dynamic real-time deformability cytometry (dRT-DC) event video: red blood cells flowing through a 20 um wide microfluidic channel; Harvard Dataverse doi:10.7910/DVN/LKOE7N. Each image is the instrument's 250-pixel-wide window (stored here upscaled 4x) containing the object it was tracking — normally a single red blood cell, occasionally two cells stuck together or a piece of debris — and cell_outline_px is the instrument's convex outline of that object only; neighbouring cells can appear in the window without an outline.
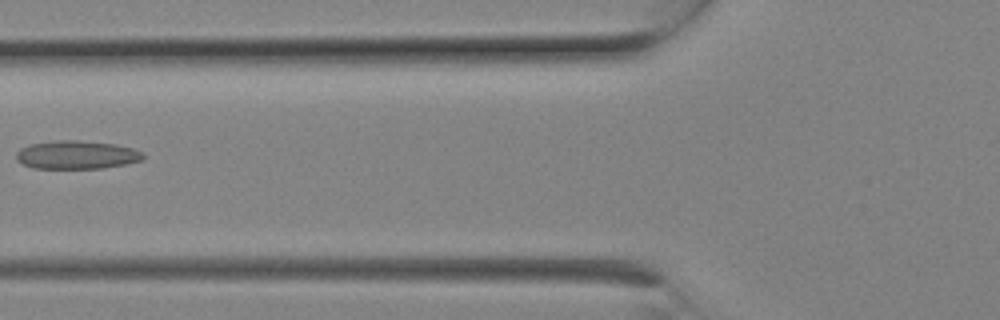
{"species": "Egyptian fruit bat (a non-hibernating species)", "species_latin": "Rousettus aegyptiacus", "temperature_condition": "room temperature", "stored_images_in_passage": 9, "camera_frame_rate_fps": 3000, "um_per_image_px": 0.085, "animal": {"sex": "female"}, "frame": {"image": 1, "passage_image": 6, "time_ms": 1.667, "image_size_px": [1000, 320], "cell_outline_px": [[144, 156], [140, 160], [124, 164], [104, 168], [32, 168], [20, 164], [16, 160], [16, 152], [20, 148], [32, 144], [56, 140], [76, 140], [116, 144], [132, 148], [144, 152]], "centroid_in_image_um": [6.48, 13.16], "position_along_channel_um": 119.3, "area_um2": 20.98}}
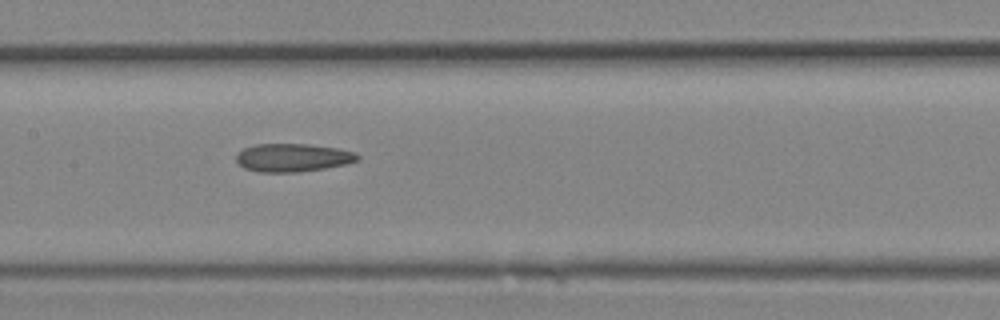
{"frame": {"image": 2, "passage_image": 8, "time_ms": 2.333, "image_size_px": [1000, 320], "cell_outline_px": [[360, 160], [344, 164], [324, 168], [300, 172], [260, 172], [244, 168], [236, 160], [236, 152], [244, 148], [256, 144], [308, 144], [336, 148], [356, 152], [360, 156]], "centroid_in_image_um": [24.88, 13.39], "position_along_channel_um": 182.5, "area_um2": 19.94}}
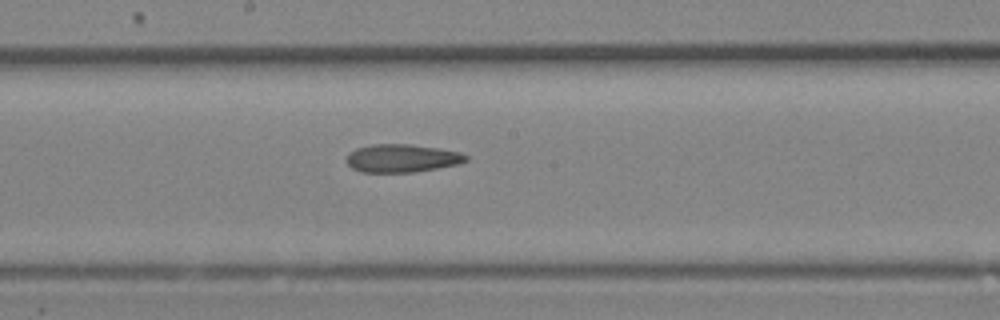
{"frame": {"image": 3, "passage_image": 9, "time_ms": 2.667, "image_size_px": [1000, 320], "cell_outline_px": [[468, 160], [460, 164], [412, 172], [360, 172], [352, 168], [344, 160], [348, 152], [356, 148], [372, 144], [412, 144], [440, 148], [460, 152], [468, 156]], "centroid_in_image_um": [34.14, 13.44], "position_along_channel_um": 214.1, "area_um2": 19.77}}